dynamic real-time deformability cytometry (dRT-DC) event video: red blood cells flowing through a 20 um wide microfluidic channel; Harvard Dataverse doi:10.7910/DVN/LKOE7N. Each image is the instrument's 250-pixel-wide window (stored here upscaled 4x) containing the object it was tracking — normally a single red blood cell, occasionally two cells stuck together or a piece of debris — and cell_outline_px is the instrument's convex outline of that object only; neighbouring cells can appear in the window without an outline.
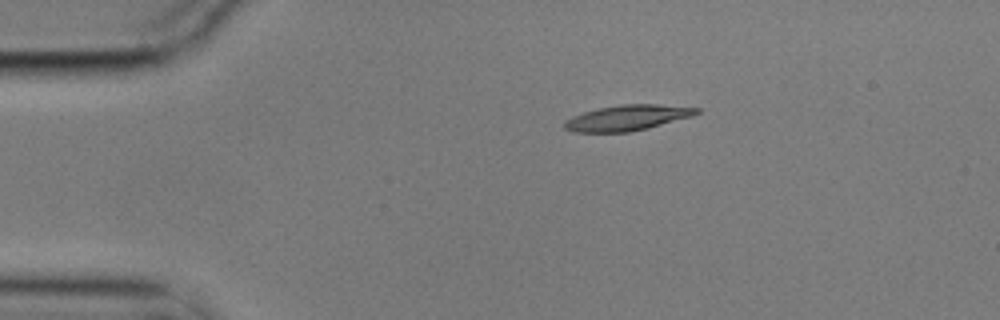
{"species": "common noctule bat (a hibernating species)", "species_latin": "Nyctalus noctula", "temperature_condition": "cold", "stored_images_in_passage": 6, "camera_frame_rate_fps": 3000, "um_per_image_px": 0.085, "animal": {"sex": "male", "body_mass_g": 17.9}, "frame": {"image": 1, "passage_image": 1, "time_ms": 0.0, "image_size_px": [1000, 320], "cell_outline_px": [[700, 112], [692, 116], [648, 128], [628, 132], [572, 132], [564, 128], [564, 120], [572, 116], [584, 112], [600, 108], [620, 104], [656, 104], [700, 108]], "centroid_in_image_um": [53.3, 10.01], "position_along_channel_um": 31.7, "area_um2": 19.59}}
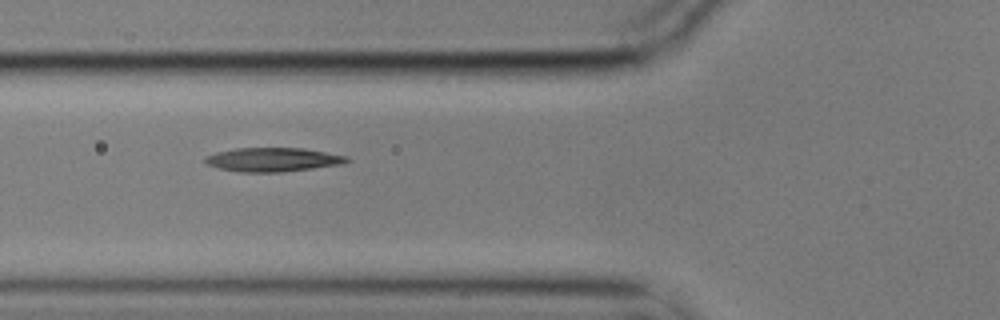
{"frame": {"image": 2, "passage_image": 4, "time_ms": 1.0, "image_size_px": [1000, 320], "cell_outline_px": [[352, 160], [344, 164], [284, 172], [240, 172], [220, 168], [208, 164], [204, 160], [204, 156], [216, 152], [236, 148], [304, 148], [348, 156]], "centroid_in_image_um": [23.24, 13.56], "position_along_channel_um": 102.6, "area_um2": 19.88}}
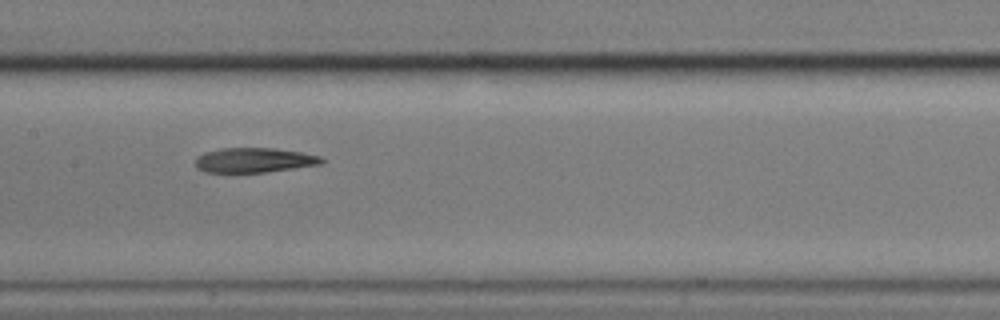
{"frame": {"image": 3, "passage_image": 6, "time_ms": 1.667, "image_size_px": [1000, 320], "cell_outline_px": [[324, 160], [320, 164], [264, 172], [204, 172], [196, 168], [196, 156], [204, 152], [220, 148], [276, 148], [300, 152], [320, 156]], "centroid_in_image_um": [21.54, 13.6], "position_along_channel_um": 185.9, "area_um2": 18.09}}